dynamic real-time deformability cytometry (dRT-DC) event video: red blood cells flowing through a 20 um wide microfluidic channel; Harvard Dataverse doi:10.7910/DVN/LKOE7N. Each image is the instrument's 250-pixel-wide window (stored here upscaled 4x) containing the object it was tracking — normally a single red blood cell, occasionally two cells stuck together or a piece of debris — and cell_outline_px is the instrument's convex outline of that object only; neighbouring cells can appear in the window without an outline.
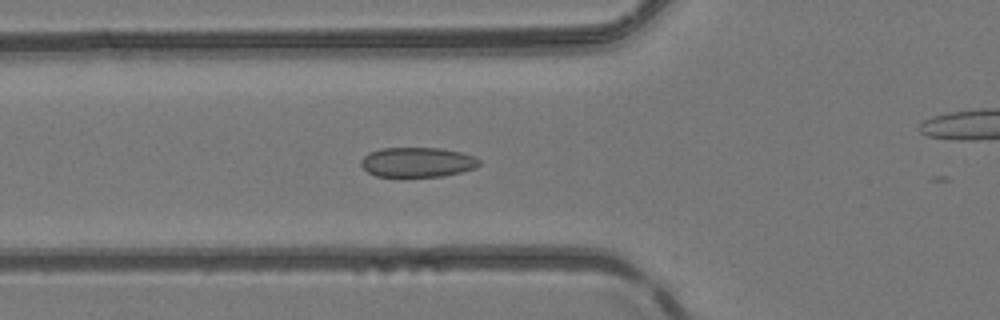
{"species": "common noctule bat (a hibernating species)", "species_latin": "Nyctalus noctula", "temperature_condition": "room temperature", "stored_images_in_passage": 38, "camera_frame_rate_fps": 3000, "um_per_image_px": 0.085, "animal": {"sex": "female", "body_mass_g": 24.6, "forearm_length_mm": 56.2}, "frame": {"image": 1, "passage_image": 5, "time_ms": 1.333, "image_size_px": [1000, 320], "cell_outline_px": [[480, 164], [476, 168], [444, 176], [376, 176], [368, 172], [360, 164], [360, 160], [368, 152], [380, 148], [440, 148], [460, 152], [472, 156], [480, 160]], "centroid_in_image_um": [35.46, 13.78], "position_along_channel_um": 90.3, "area_um2": 20.46}}
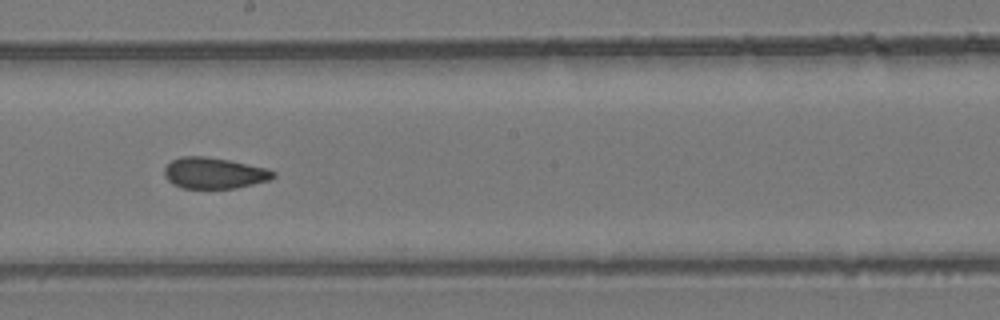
{"frame": {"image": 2, "passage_image": 15, "time_ms": 4.667, "image_size_px": [1000, 320], "cell_outline_px": [[276, 176], [268, 180], [236, 188], [180, 188], [172, 184], [164, 176], [164, 168], [172, 160], [180, 156], [204, 156], [228, 160], [268, 168], [276, 172]], "centroid_in_image_um": [18.18, 14.71], "position_along_channel_um": 230.0, "area_um2": 19.77}}
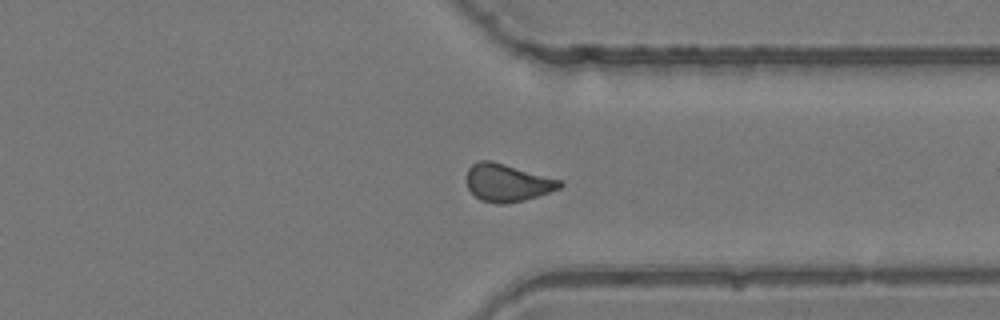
{"frame": {"image": 3, "passage_image": 25, "time_ms": 8.0, "image_size_px": [1000, 320], "cell_outline_px": [[564, 184], [560, 188], [524, 200], [504, 204], [496, 204], [480, 200], [468, 188], [468, 168], [472, 164], [480, 160], [492, 160], [560, 180]], "centroid_in_image_um": [43.11, 15.53], "position_along_channel_um": 368.3, "area_um2": 20.17}, "authors_computed_cell_mechanics": {"area_um2": 20.1722, "velocity_mm_per_s": 4.1694, "shape_relaxation_time_tau1_ms": null, "shape_relaxation_time_tau2_ms": 1.6653, "deformation_change_tau1": null, "deformation_change_tau2": 0.0761}}